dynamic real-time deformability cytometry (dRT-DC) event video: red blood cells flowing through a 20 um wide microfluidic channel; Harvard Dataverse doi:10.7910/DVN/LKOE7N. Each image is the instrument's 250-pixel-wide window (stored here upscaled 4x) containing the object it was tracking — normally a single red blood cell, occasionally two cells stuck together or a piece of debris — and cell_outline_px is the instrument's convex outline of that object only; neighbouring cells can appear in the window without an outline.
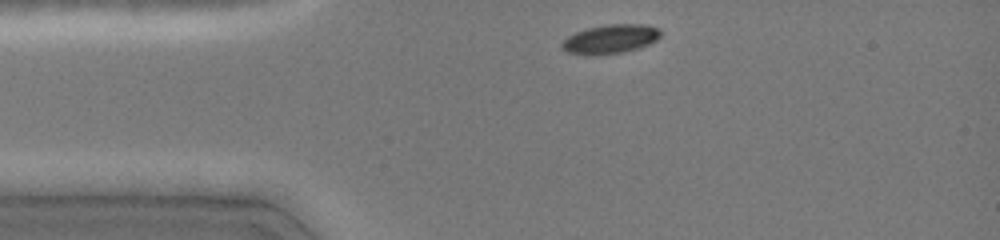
{"species": "common noctule bat (a hibernating species)", "species_latin": "Nyctalus noctula", "temperature_condition": "cold", "stored_images_in_passage": 5, "camera_frame_rate_fps": 3000, "um_per_image_px": 0.085, "animal": {"sex": "female", "body_mass_g": 19.0, "forearm_length_mm": 51.5}, "frame": {"image": 1, "passage_image": 1, "time_ms": 0.0, "image_size_px": [1000, 240], "cell_outline_px": [[660, 36], [656, 40], [640, 48], [624, 52], [592, 56], [588, 56], [568, 52], [560, 48], [560, 44], [568, 36], [576, 32], [588, 28], [608, 24], [644, 24], [660, 28]], "centroid_in_image_um": [51.87, 3.33], "position_along_channel_um": 33.1, "area_um2": 16.88}}
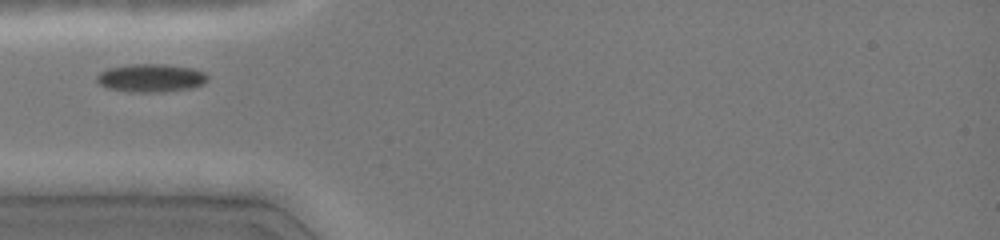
{"frame": {"image": 2, "passage_image": 4, "time_ms": 1.667, "image_size_px": [1000, 240], "cell_outline_px": [[208, 80], [204, 84], [192, 88], [164, 92], [128, 92], [104, 88], [96, 80], [96, 76], [100, 72], [108, 68], [132, 64], [164, 64], [192, 68], [204, 72], [208, 76]], "centroid_in_image_um": [12.82, 6.64], "position_along_channel_um": 72.2, "area_um2": 18.44}}